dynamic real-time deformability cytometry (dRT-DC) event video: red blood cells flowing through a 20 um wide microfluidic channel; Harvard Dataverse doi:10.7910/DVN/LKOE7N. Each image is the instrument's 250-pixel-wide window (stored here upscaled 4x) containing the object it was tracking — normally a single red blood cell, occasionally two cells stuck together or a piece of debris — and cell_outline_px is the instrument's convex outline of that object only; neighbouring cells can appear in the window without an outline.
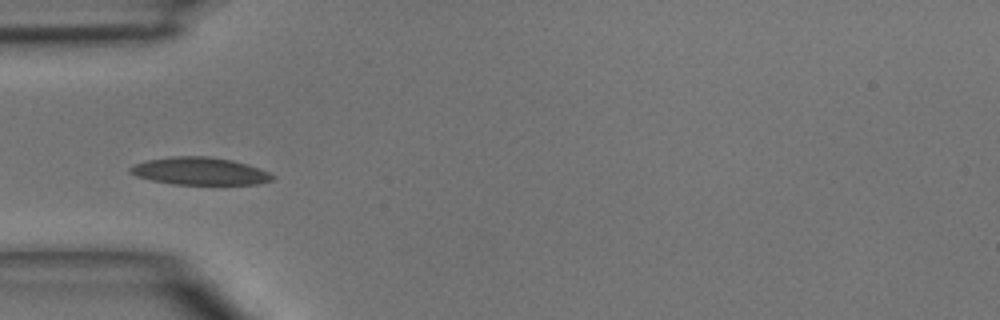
{"species": "common noctule bat (a hibernating species)", "species_latin": "Nyctalus noctula", "temperature_condition": "room temperature", "stored_images_in_passage": 4, "camera_frame_rate_fps": 3000, "um_per_image_px": 0.085, "animal": {"sex": "male", "body_mass_g": 15.6}, "frame": {"image": 1, "passage_image": 3, "time_ms": 2.333, "image_size_px": [1000, 320], "cell_outline_px": [[276, 176], [272, 180], [260, 184], [172, 184], [152, 180], [136, 176], [128, 172], [128, 168], [136, 164], [148, 160], [172, 156], [208, 156], [232, 160], [248, 164], [268, 172]], "centroid_in_image_um": [16.99, 14.54], "position_along_channel_um": 68.0, "area_um2": 22.77}}
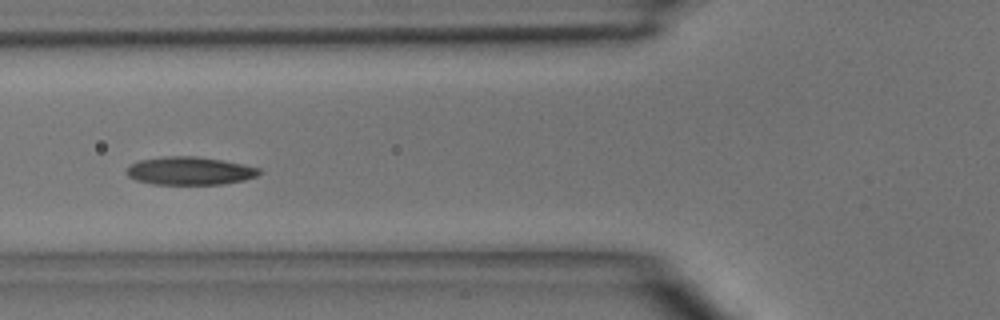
{"frame": {"image": 2, "passage_image": 4, "time_ms": 3.333, "image_size_px": [1000, 320], "cell_outline_px": [[264, 172], [256, 176], [244, 180], [224, 184], [152, 184], [136, 180], [128, 176], [128, 168], [132, 164], [140, 160], [164, 156], [196, 156], [244, 164], [260, 168]], "centroid_in_image_um": [16.18, 14.52], "position_along_channel_um": 109.6, "area_um2": 21.62}}